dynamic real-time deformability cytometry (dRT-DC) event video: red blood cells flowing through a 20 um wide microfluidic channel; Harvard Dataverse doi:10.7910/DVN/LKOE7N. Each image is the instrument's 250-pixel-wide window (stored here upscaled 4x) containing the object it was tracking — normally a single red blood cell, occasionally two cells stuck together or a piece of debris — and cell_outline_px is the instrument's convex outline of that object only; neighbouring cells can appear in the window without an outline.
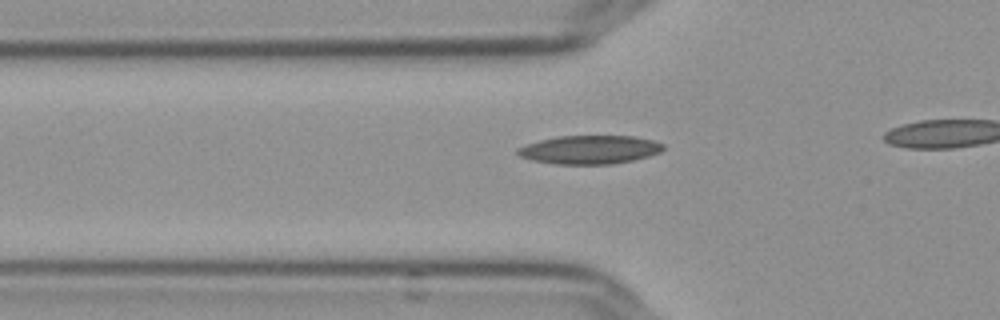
{"species": "Egyptian fruit bat (a non-hibernating species)", "species_latin": "Rousettus aegyptiacus", "temperature_condition": "cold", "stored_images_in_passage": 8, "camera_frame_rate_fps": 3000, "um_per_image_px": 0.085, "frame": {"image": 1, "passage_image": 2, "time_ms": 0.333, "image_size_px": [1000, 320], "cell_outline_px": [[664, 148], [660, 152], [648, 156], [632, 160], [612, 164], [556, 164], [532, 160], [520, 156], [516, 152], [516, 148], [540, 140], [556, 136], [632, 136], [652, 140], [664, 144]], "centroid_in_image_um": [50.11, 12.72], "position_along_channel_um": 75.7, "area_um2": 24.1}}
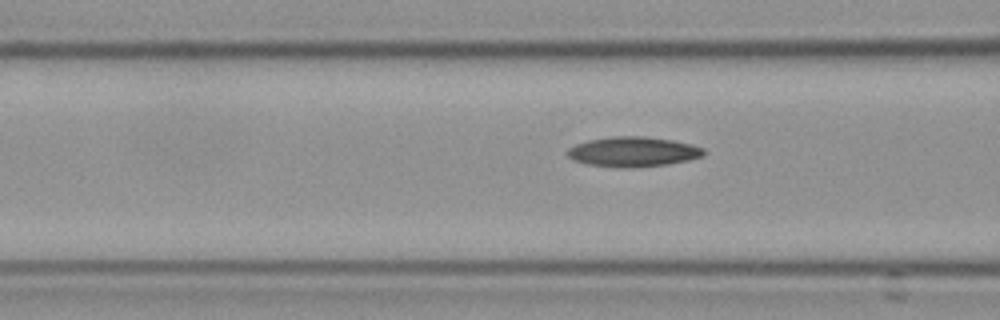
{"frame": {"image": 2, "passage_image": 5, "time_ms": 1.333, "image_size_px": [1000, 320], "cell_outline_px": [[704, 156], [688, 160], [668, 164], [632, 168], [616, 168], [584, 164], [572, 160], [564, 152], [568, 148], [576, 144], [588, 140], [612, 136], [644, 136], [672, 140], [692, 144], [704, 148]], "centroid_in_image_um": [53.77, 12.91], "position_along_channel_um": 112.8, "area_um2": 24.16}}